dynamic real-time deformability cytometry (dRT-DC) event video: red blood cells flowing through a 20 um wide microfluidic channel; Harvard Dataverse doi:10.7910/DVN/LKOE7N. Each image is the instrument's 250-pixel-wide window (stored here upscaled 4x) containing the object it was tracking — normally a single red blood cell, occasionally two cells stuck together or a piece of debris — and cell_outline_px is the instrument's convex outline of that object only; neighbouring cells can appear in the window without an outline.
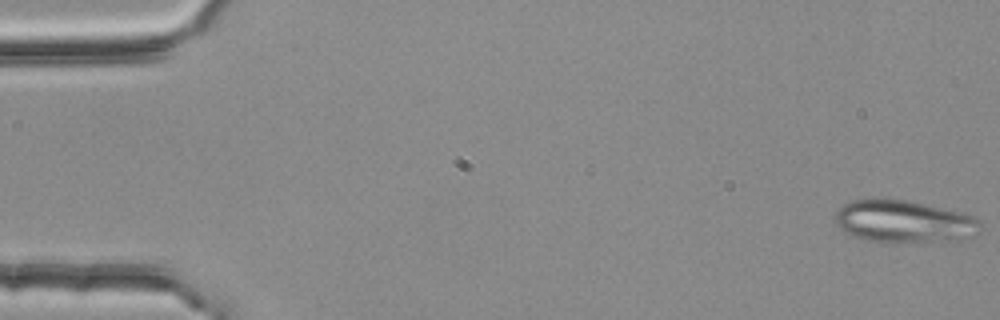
{"species": "common noctule bat (a hibernating species)", "species_latin": "Nyctalus noctula", "temperature_condition": "room temperature", "stored_images_in_passage": 4, "camera_frame_rate_fps": 3000, "um_per_image_px": 0.085, "animal": {"sex": "female", "body_mass_g": 25.1}, "frame": {"image": 1, "passage_image": 1, "time_ms": 0.0, "image_size_px": [1000, 320], "cell_outline_px": [[980, 224], [972, 236], [960, 240], [864, 240], [852, 236], [844, 232], [832, 220], [836, 212], [844, 204], [852, 200], [872, 196], [876, 196], [904, 200], [960, 212], [972, 216]], "centroid_in_image_um": [76.69, 18.77], "position_along_channel_um": 8.3, "area_um2": 35.26}}